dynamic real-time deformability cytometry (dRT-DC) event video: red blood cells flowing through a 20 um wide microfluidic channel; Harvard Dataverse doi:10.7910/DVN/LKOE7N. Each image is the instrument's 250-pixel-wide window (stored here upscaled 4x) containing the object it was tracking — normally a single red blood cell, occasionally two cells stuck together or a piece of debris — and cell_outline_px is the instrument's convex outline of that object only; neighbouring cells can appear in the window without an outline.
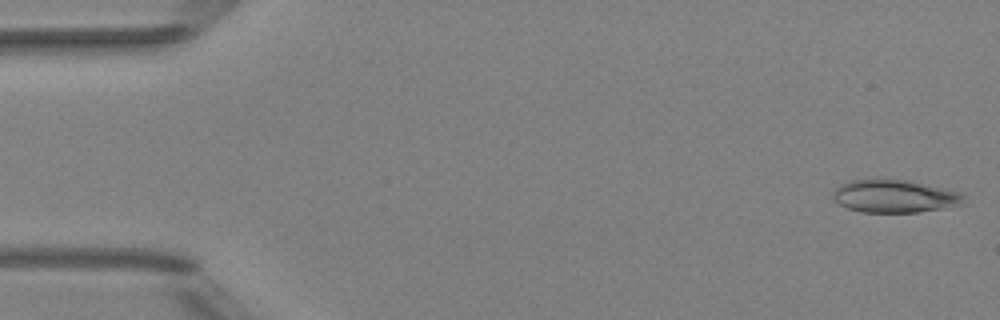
{"species": "Egyptian fruit bat (a non-hibernating species)", "species_latin": "Rousettus aegyptiacus", "temperature_condition": "room temperature", "stored_images_in_passage": 52, "camera_frame_rate_fps": 3000, "um_per_image_px": 0.085, "animal": {"sex": "female"}, "frame": {"image": 1, "passage_image": 1, "time_ms": 0.0, "image_size_px": [1000, 320], "cell_outline_px": [[968, 204], [916, 212], [860, 212], [848, 208], [840, 204], [832, 196], [832, 192], [840, 184], [848, 180], [876, 176], [888, 176], [912, 180], [960, 192], [964, 196]], "centroid_in_image_um": [76.04, 16.61], "position_along_channel_um": 9.0, "area_um2": 26.18}}
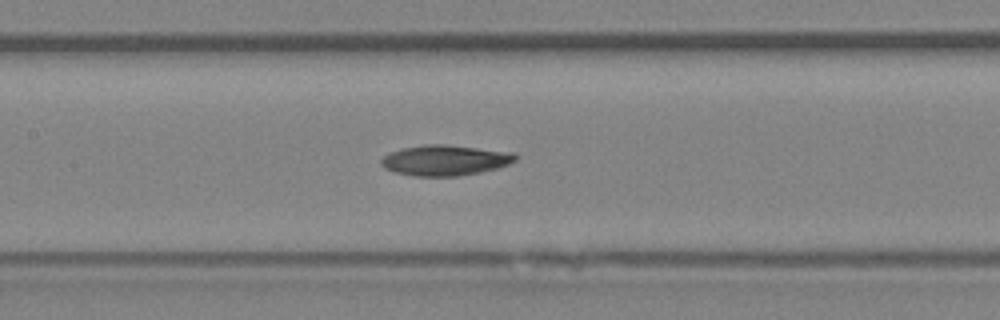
{"frame": {"image": 2, "passage_image": 25, "time_ms": 8.0, "image_size_px": [1000, 320], "cell_outline_px": [[520, 156], [516, 160], [508, 164], [496, 168], [480, 172], [456, 176], [416, 176], [396, 172], [384, 168], [380, 164], [380, 160], [384, 156], [392, 152], [404, 148], [424, 144], [444, 144], [516, 152]], "centroid_in_image_um": [37.87, 13.61], "position_along_channel_um": 169.5, "area_um2": 23.87}}
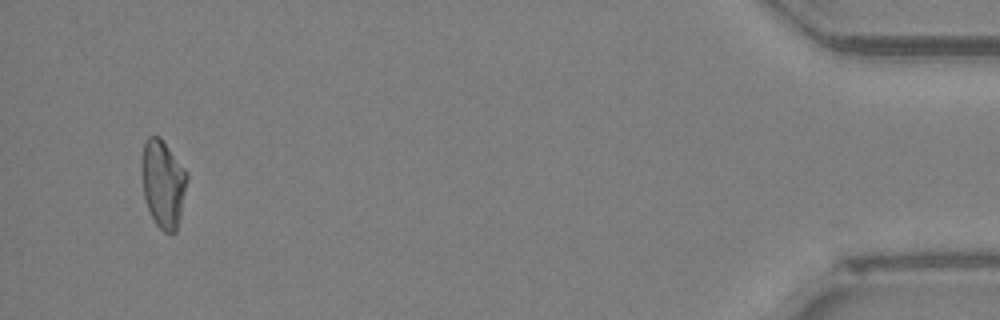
{"frame": {"image": 3, "passage_image": 50, "time_ms": 16.333, "image_size_px": [1000, 320], "cell_outline_px": [[188, 176], [180, 216], [176, 232], [164, 232], [156, 224], [148, 208], [144, 196], [140, 168], [140, 160], [144, 144], [148, 136], [160, 136], [188, 172]], "centroid_in_image_um": [13.84, 15.56], "position_along_channel_um": 421.4, "area_um2": 23.29}, "authors_computed_cell_mechanics": {"area_um2": 23.3512, "velocity_mm_per_s": 3.9783, "shape_relaxation_time_tau1_ms": 10.2173, "shape_relaxation_time_tau2_ms": null, "deformation_change_tau1": 0.1495, "deformation_change_tau2": null}}